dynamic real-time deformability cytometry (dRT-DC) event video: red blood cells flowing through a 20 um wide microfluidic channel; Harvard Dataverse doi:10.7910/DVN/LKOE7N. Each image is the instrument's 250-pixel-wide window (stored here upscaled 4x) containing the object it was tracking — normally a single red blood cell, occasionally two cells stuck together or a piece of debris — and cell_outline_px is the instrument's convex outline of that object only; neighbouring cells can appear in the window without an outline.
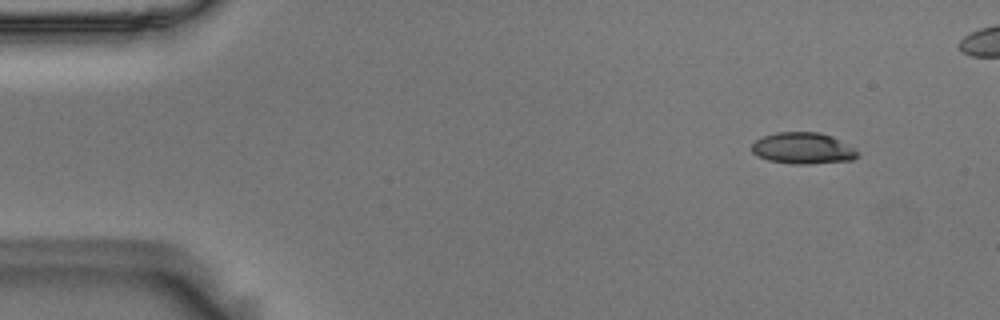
{"species": "Egyptian fruit bat (a non-hibernating species)", "species_latin": "Rousettus aegyptiacus", "temperature_condition": "room temperature", "stored_images_in_passage": 47, "camera_frame_rate_fps": 3000, "um_per_image_px": 0.085, "animal": {"sex": "male"}, "frame": {"image": 1, "passage_image": 1, "time_ms": 0.0, "image_size_px": [1000, 320], "cell_outline_px": [[860, 156], [852, 160], [808, 164], [792, 164], [768, 160], [752, 152], [752, 144], [756, 140], [764, 136], [776, 132], [820, 132], [832, 136], [860, 152]], "centroid_in_image_um": [68.27, 12.6], "position_along_channel_um": 16.7, "area_um2": 19.31}}
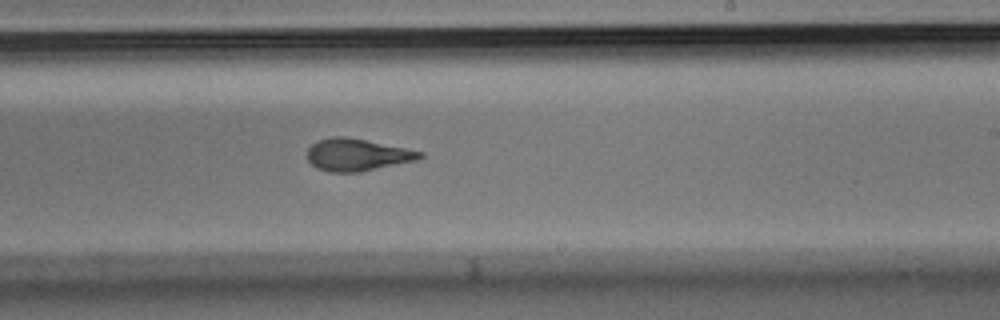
{"frame": {"image": 2, "passage_image": 29, "time_ms": 9.333, "image_size_px": [1000, 320], "cell_outline_px": [[424, 156], [416, 160], [360, 172], [328, 172], [316, 168], [308, 160], [308, 148], [316, 140], [332, 136], [344, 136], [424, 152]], "centroid_in_image_um": [30.32, 13.16], "position_along_channel_um": 258.7, "area_um2": 20.98}}
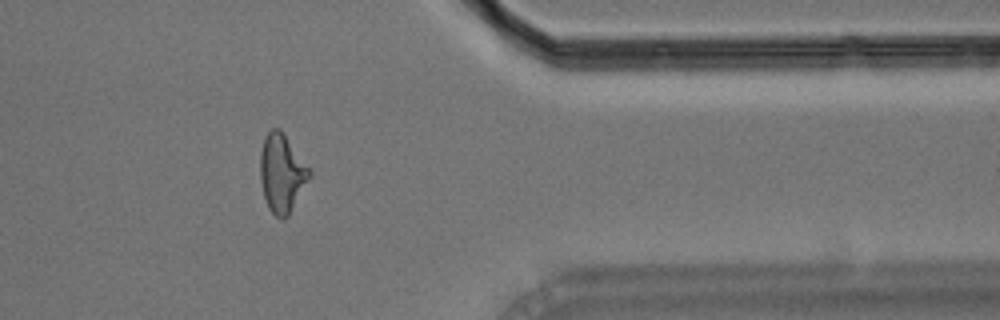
{"frame": {"image": 3, "passage_image": 41, "time_ms": 13.333, "image_size_px": [1000, 320], "cell_outline_px": [[312, 176], [288, 216], [284, 220], [280, 220], [268, 208], [264, 196], [260, 180], [260, 152], [264, 136], [272, 128], [280, 128], [312, 172]], "centroid_in_image_um": [23.96, 14.74], "position_along_channel_um": 387.4, "area_um2": 22.6}, "authors_computed_cell_mechanics": {"area_um2": 21.097, "velocity_mm_per_s": 3.6281, "shape_relaxation_time_tau1_ms": 4.7174, "shape_relaxation_time_tau2_ms": 1.7892, "deformation_change_tau1": 0.1888, "deformation_change_tau2": 0.1065}}